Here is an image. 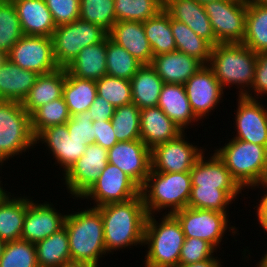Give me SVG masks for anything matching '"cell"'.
<instances>
[{
  "label": "cell",
  "mask_w": 267,
  "mask_h": 267,
  "mask_svg": "<svg viewBox=\"0 0 267 267\" xmlns=\"http://www.w3.org/2000/svg\"><path fill=\"white\" fill-rule=\"evenodd\" d=\"M97 208L102 215L106 253L143 245L148 213L141 194L125 202Z\"/></svg>",
  "instance_id": "cell-1"
},
{
  "label": "cell",
  "mask_w": 267,
  "mask_h": 267,
  "mask_svg": "<svg viewBox=\"0 0 267 267\" xmlns=\"http://www.w3.org/2000/svg\"><path fill=\"white\" fill-rule=\"evenodd\" d=\"M64 226L69 237L71 262L99 267L100 257L107 254L100 210L92 207L68 213Z\"/></svg>",
  "instance_id": "cell-2"
},
{
  "label": "cell",
  "mask_w": 267,
  "mask_h": 267,
  "mask_svg": "<svg viewBox=\"0 0 267 267\" xmlns=\"http://www.w3.org/2000/svg\"><path fill=\"white\" fill-rule=\"evenodd\" d=\"M256 61L257 53L242 43H218L207 66L224 90L236 85L239 96H245L252 87Z\"/></svg>",
  "instance_id": "cell-3"
},
{
  "label": "cell",
  "mask_w": 267,
  "mask_h": 267,
  "mask_svg": "<svg viewBox=\"0 0 267 267\" xmlns=\"http://www.w3.org/2000/svg\"><path fill=\"white\" fill-rule=\"evenodd\" d=\"M156 221L155 215H148L143 246L147 245L145 267H177L185 235L178 219L173 214H166Z\"/></svg>",
  "instance_id": "cell-4"
},
{
  "label": "cell",
  "mask_w": 267,
  "mask_h": 267,
  "mask_svg": "<svg viewBox=\"0 0 267 267\" xmlns=\"http://www.w3.org/2000/svg\"><path fill=\"white\" fill-rule=\"evenodd\" d=\"M224 145L214 151L242 188L267 183V147L234 138Z\"/></svg>",
  "instance_id": "cell-5"
},
{
  "label": "cell",
  "mask_w": 267,
  "mask_h": 267,
  "mask_svg": "<svg viewBox=\"0 0 267 267\" xmlns=\"http://www.w3.org/2000/svg\"><path fill=\"white\" fill-rule=\"evenodd\" d=\"M191 188L190 172L162 173L151 169L140 194L148 215L163 209L174 214L188 206Z\"/></svg>",
  "instance_id": "cell-6"
},
{
  "label": "cell",
  "mask_w": 267,
  "mask_h": 267,
  "mask_svg": "<svg viewBox=\"0 0 267 267\" xmlns=\"http://www.w3.org/2000/svg\"><path fill=\"white\" fill-rule=\"evenodd\" d=\"M35 145L30 115L22 104L0 100V166Z\"/></svg>",
  "instance_id": "cell-7"
},
{
  "label": "cell",
  "mask_w": 267,
  "mask_h": 267,
  "mask_svg": "<svg viewBox=\"0 0 267 267\" xmlns=\"http://www.w3.org/2000/svg\"><path fill=\"white\" fill-rule=\"evenodd\" d=\"M107 36L108 33L100 26L81 19L56 26L52 41L57 65L66 68L82 49L102 42Z\"/></svg>",
  "instance_id": "cell-8"
},
{
  "label": "cell",
  "mask_w": 267,
  "mask_h": 267,
  "mask_svg": "<svg viewBox=\"0 0 267 267\" xmlns=\"http://www.w3.org/2000/svg\"><path fill=\"white\" fill-rule=\"evenodd\" d=\"M181 224L185 238H199L209 242L216 250L228 229L234 236L237 228L228 227V213L186 207L173 214ZM222 240V241H221Z\"/></svg>",
  "instance_id": "cell-9"
},
{
  "label": "cell",
  "mask_w": 267,
  "mask_h": 267,
  "mask_svg": "<svg viewBox=\"0 0 267 267\" xmlns=\"http://www.w3.org/2000/svg\"><path fill=\"white\" fill-rule=\"evenodd\" d=\"M204 7L219 43H242L245 37L247 0L212 1Z\"/></svg>",
  "instance_id": "cell-10"
},
{
  "label": "cell",
  "mask_w": 267,
  "mask_h": 267,
  "mask_svg": "<svg viewBox=\"0 0 267 267\" xmlns=\"http://www.w3.org/2000/svg\"><path fill=\"white\" fill-rule=\"evenodd\" d=\"M7 58L21 69L39 75L59 68L53 54L52 37L23 35L11 48Z\"/></svg>",
  "instance_id": "cell-11"
},
{
  "label": "cell",
  "mask_w": 267,
  "mask_h": 267,
  "mask_svg": "<svg viewBox=\"0 0 267 267\" xmlns=\"http://www.w3.org/2000/svg\"><path fill=\"white\" fill-rule=\"evenodd\" d=\"M140 195V187L117 166L108 163L92 187L81 197L94 200L93 207L125 202Z\"/></svg>",
  "instance_id": "cell-12"
},
{
  "label": "cell",
  "mask_w": 267,
  "mask_h": 267,
  "mask_svg": "<svg viewBox=\"0 0 267 267\" xmlns=\"http://www.w3.org/2000/svg\"><path fill=\"white\" fill-rule=\"evenodd\" d=\"M108 164V149L90 143L84 154L63 174L68 193L80 199L97 181Z\"/></svg>",
  "instance_id": "cell-13"
},
{
  "label": "cell",
  "mask_w": 267,
  "mask_h": 267,
  "mask_svg": "<svg viewBox=\"0 0 267 267\" xmlns=\"http://www.w3.org/2000/svg\"><path fill=\"white\" fill-rule=\"evenodd\" d=\"M186 133L176 139L159 144L151 149V169L162 173L190 172L198 158L205 152L194 143L185 140Z\"/></svg>",
  "instance_id": "cell-14"
},
{
  "label": "cell",
  "mask_w": 267,
  "mask_h": 267,
  "mask_svg": "<svg viewBox=\"0 0 267 267\" xmlns=\"http://www.w3.org/2000/svg\"><path fill=\"white\" fill-rule=\"evenodd\" d=\"M108 163L121 169L141 188L151 170V150L141 139L117 142L108 149Z\"/></svg>",
  "instance_id": "cell-15"
},
{
  "label": "cell",
  "mask_w": 267,
  "mask_h": 267,
  "mask_svg": "<svg viewBox=\"0 0 267 267\" xmlns=\"http://www.w3.org/2000/svg\"><path fill=\"white\" fill-rule=\"evenodd\" d=\"M184 88L192 111L200 120L209 116L224 96V89L207 65H203L193 74L184 84Z\"/></svg>",
  "instance_id": "cell-16"
},
{
  "label": "cell",
  "mask_w": 267,
  "mask_h": 267,
  "mask_svg": "<svg viewBox=\"0 0 267 267\" xmlns=\"http://www.w3.org/2000/svg\"><path fill=\"white\" fill-rule=\"evenodd\" d=\"M234 139L267 147V107L260 100L238 96ZM261 103V104H260Z\"/></svg>",
  "instance_id": "cell-17"
},
{
  "label": "cell",
  "mask_w": 267,
  "mask_h": 267,
  "mask_svg": "<svg viewBox=\"0 0 267 267\" xmlns=\"http://www.w3.org/2000/svg\"><path fill=\"white\" fill-rule=\"evenodd\" d=\"M34 201L31 200L27 205L20 238L30 243L44 240L63 228L67 216L57 211L52 203Z\"/></svg>",
  "instance_id": "cell-18"
},
{
  "label": "cell",
  "mask_w": 267,
  "mask_h": 267,
  "mask_svg": "<svg viewBox=\"0 0 267 267\" xmlns=\"http://www.w3.org/2000/svg\"><path fill=\"white\" fill-rule=\"evenodd\" d=\"M42 143L47 146L55 159V163L67 170L84 154L88 143L85 140H77L69 136L67 124L56 125L42 130L35 137V144Z\"/></svg>",
  "instance_id": "cell-19"
},
{
  "label": "cell",
  "mask_w": 267,
  "mask_h": 267,
  "mask_svg": "<svg viewBox=\"0 0 267 267\" xmlns=\"http://www.w3.org/2000/svg\"><path fill=\"white\" fill-rule=\"evenodd\" d=\"M164 10L170 18L185 23L212 46L219 43L216 40L205 7L201 3L196 0H164Z\"/></svg>",
  "instance_id": "cell-20"
},
{
  "label": "cell",
  "mask_w": 267,
  "mask_h": 267,
  "mask_svg": "<svg viewBox=\"0 0 267 267\" xmlns=\"http://www.w3.org/2000/svg\"><path fill=\"white\" fill-rule=\"evenodd\" d=\"M183 132L158 106L141 109L140 136L150 150Z\"/></svg>",
  "instance_id": "cell-21"
},
{
  "label": "cell",
  "mask_w": 267,
  "mask_h": 267,
  "mask_svg": "<svg viewBox=\"0 0 267 267\" xmlns=\"http://www.w3.org/2000/svg\"><path fill=\"white\" fill-rule=\"evenodd\" d=\"M204 154L198 158L190 171L192 187L243 189L215 152L209 158L204 157Z\"/></svg>",
  "instance_id": "cell-22"
},
{
  "label": "cell",
  "mask_w": 267,
  "mask_h": 267,
  "mask_svg": "<svg viewBox=\"0 0 267 267\" xmlns=\"http://www.w3.org/2000/svg\"><path fill=\"white\" fill-rule=\"evenodd\" d=\"M108 36L126 49L142 65H151L153 51L140 21L116 22Z\"/></svg>",
  "instance_id": "cell-23"
},
{
  "label": "cell",
  "mask_w": 267,
  "mask_h": 267,
  "mask_svg": "<svg viewBox=\"0 0 267 267\" xmlns=\"http://www.w3.org/2000/svg\"><path fill=\"white\" fill-rule=\"evenodd\" d=\"M23 35L52 37L56 28L45 0L13 1Z\"/></svg>",
  "instance_id": "cell-24"
},
{
  "label": "cell",
  "mask_w": 267,
  "mask_h": 267,
  "mask_svg": "<svg viewBox=\"0 0 267 267\" xmlns=\"http://www.w3.org/2000/svg\"><path fill=\"white\" fill-rule=\"evenodd\" d=\"M151 66L164 83L184 85L203 64L194 57L174 51L154 56Z\"/></svg>",
  "instance_id": "cell-25"
},
{
  "label": "cell",
  "mask_w": 267,
  "mask_h": 267,
  "mask_svg": "<svg viewBox=\"0 0 267 267\" xmlns=\"http://www.w3.org/2000/svg\"><path fill=\"white\" fill-rule=\"evenodd\" d=\"M157 106L183 131L200 121L192 111L183 84L164 83Z\"/></svg>",
  "instance_id": "cell-26"
},
{
  "label": "cell",
  "mask_w": 267,
  "mask_h": 267,
  "mask_svg": "<svg viewBox=\"0 0 267 267\" xmlns=\"http://www.w3.org/2000/svg\"><path fill=\"white\" fill-rule=\"evenodd\" d=\"M38 76L6 58L0 66V100L22 103Z\"/></svg>",
  "instance_id": "cell-27"
},
{
  "label": "cell",
  "mask_w": 267,
  "mask_h": 267,
  "mask_svg": "<svg viewBox=\"0 0 267 267\" xmlns=\"http://www.w3.org/2000/svg\"><path fill=\"white\" fill-rule=\"evenodd\" d=\"M9 194L6 190L0 195V239L5 242L21 238L27 205L31 201L27 196Z\"/></svg>",
  "instance_id": "cell-28"
},
{
  "label": "cell",
  "mask_w": 267,
  "mask_h": 267,
  "mask_svg": "<svg viewBox=\"0 0 267 267\" xmlns=\"http://www.w3.org/2000/svg\"><path fill=\"white\" fill-rule=\"evenodd\" d=\"M65 79L66 69L60 67L53 72L39 75L21 103L25 111L31 115L42 105L62 97Z\"/></svg>",
  "instance_id": "cell-29"
},
{
  "label": "cell",
  "mask_w": 267,
  "mask_h": 267,
  "mask_svg": "<svg viewBox=\"0 0 267 267\" xmlns=\"http://www.w3.org/2000/svg\"><path fill=\"white\" fill-rule=\"evenodd\" d=\"M72 76L99 80L107 73L106 69V38L94 45L82 49L74 60L65 68Z\"/></svg>",
  "instance_id": "cell-30"
},
{
  "label": "cell",
  "mask_w": 267,
  "mask_h": 267,
  "mask_svg": "<svg viewBox=\"0 0 267 267\" xmlns=\"http://www.w3.org/2000/svg\"><path fill=\"white\" fill-rule=\"evenodd\" d=\"M130 84L132 102L140 110L157 106L164 82L151 65H142Z\"/></svg>",
  "instance_id": "cell-31"
},
{
  "label": "cell",
  "mask_w": 267,
  "mask_h": 267,
  "mask_svg": "<svg viewBox=\"0 0 267 267\" xmlns=\"http://www.w3.org/2000/svg\"><path fill=\"white\" fill-rule=\"evenodd\" d=\"M242 44L255 53L267 52V5L247 0L245 37Z\"/></svg>",
  "instance_id": "cell-32"
},
{
  "label": "cell",
  "mask_w": 267,
  "mask_h": 267,
  "mask_svg": "<svg viewBox=\"0 0 267 267\" xmlns=\"http://www.w3.org/2000/svg\"><path fill=\"white\" fill-rule=\"evenodd\" d=\"M62 96L70 115L88 111L97 97L96 81L74 77L66 71Z\"/></svg>",
  "instance_id": "cell-33"
},
{
  "label": "cell",
  "mask_w": 267,
  "mask_h": 267,
  "mask_svg": "<svg viewBox=\"0 0 267 267\" xmlns=\"http://www.w3.org/2000/svg\"><path fill=\"white\" fill-rule=\"evenodd\" d=\"M39 267H60L71 262L69 237L65 226L35 243Z\"/></svg>",
  "instance_id": "cell-34"
},
{
  "label": "cell",
  "mask_w": 267,
  "mask_h": 267,
  "mask_svg": "<svg viewBox=\"0 0 267 267\" xmlns=\"http://www.w3.org/2000/svg\"><path fill=\"white\" fill-rule=\"evenodd\" d=\"M171 30L176 43V51L187 54L208 65L212 53V45L199 37L185 23L171 18Z\"/></svg>",
  "instance_id": "cell-35"
},
{
  "label": "cell",
  "mask_w": 267,
  "mask_h": 267,
  "mask_svg": "<svg viewBox=\"0 0 267 267\" xmlns=\"http://www.w3.org/2000/svg\"><path fill=\"white\" fill-rule=\"evenodd\" d=\"M145 35L153 51V57L176 51V43L171 30V18L163 9L156 16L143 22Z\"/></svg>",
  "instance_id": "cell-36"
},
{
  "label": "cell",
  "mask_w": 267,
  "mask_h": 267,
  "mask_svg": "<svg viewBox=\"0 0 267 267\" xmlns=\"http://www.w3.org/2000/svg\"><path fill=\"white\" fill-rule=\"evenodd\" d=\"M242 190L244 189L192 187L187 207L227 213L229 204L235 201Z\"/></svg>",
  "instance_id": "cell-37"
},
{
  "label": "cell",
  "mask_w": 267,
  "mask_h": 267,
  "mask_svg": "<svg viewBox=\"0 0 267 267\" xmlns=\"http://www.w3.org/2000/svg\"><path fill=\"white\" fill-rule=\"evenodd\" d=\"M141 66L126 49L106 37V75L131 80Z\"/></svg>",
  "instance_id": "cell-38"
},
{
  "label": "cell",
  "mask_w": 267,
  "mask_h": 267,
  "mask_svg": "<svg viewBox=\"0 0 267 267\" xmlns=\"http://www.w3.org/2000/svg\"><path fill=\"white\" fill-rule=\"evenodd\" d=\"M70 118L63 96L46 103L30 115L33 135L36 137L42 130L51 126L66 124Z\"/></svg>",
  "instance_id": "cell-39"
},
{
  "label": "cell",
  "mask_w": 267,
  "mask_h": 267,
  "mask_svg": "<svg viewBox=\"0 0 267 267\" xmlns=\"http://www.w3.org/2000/svg\"><path fill=\"white\" fill-rule=\"evenodd\" d=\"M116 22H144L164 9V0H114Z\"/></svg>",
  "instance_id": "cell-40"
},
{
  "label": "cell",
  "mask_w": 267,
  "mask_h": 267,
  "mask_svg": "<svg viewBox=\"0 0 267 267\" xmlns=\"http://www.w3.org/2000/svg\"><path fill=\"white\" fill-rule=\"evenodd\" d=\"M140 111L133 102L115 108L111 122L118 142L141 139Z\"/></svg>",
  "instance_id": "cell-41"
},
{
  "label": "cell",
  "mask_w": 267,
  "mask_h": 267,
  "mask_svg": "<svg viewBox=\"0 0 267 267\" xmlns=\"http://www.w3.org/2000/svg\"><path fill=\"white\" fill-rule=\"evenodd\" d=\"M23 36L20 20L13 2L0 1V53L8 54Z\"/></svg>",
  "instance_id": "cell-42"
},
{
  "label": "cell",
  "mask_w": 267,
  "mask_h": 267,
  "mask_svg": "<svg viewBox=\"0 0 267 267\" xmlns=\"http://www.w3.org/2000/svg\"><path fill=\"white\" fill-rule=\"evenodd\" d=\"M79 19L94 23L109 33L116 23L114 0H80Z\"/></svg>",
  "instance_id": "cell-43"
},
{
  "label": "cell",
  "mask_w": 267,
  "mask_h": 267,
  "mask_svg": "<svg viewBox=\"0 0 267 267\" xmlns=\"http://www.w3.org/2000/svg\"><path fill=\"white\" fill-rule=\"evenodd\" d=\"M0 267H39L35 243L22 239L6 242Z\"/></svg>",
  "instance_id": "cell-44"
},
{
  "label": "cell",
  "mask_w": 267,
  "mask_h": 267,
  "mask_svg": "<svg viewBox=\"0 0 267 267\" xmlns=\"http://www.w3.org/2000/svg\"><path fill=\"white\" fill-rule=\"evenodd\" d=\"M97 95L114 107L132 103L130 80L105 75L96 81Z\"/></svg>",
  "instance_id": "cell-45"
},
{
  "label": "cell",
  "mask_w": 267,
  "mask_h": 267,
  "mask_svg": "<svg viewBox=\"0 0 267 267\" xmlns=\"http://www.w3.org/2000/svg\"><path fill=\"white\" fill-rule=\"evenodd\" d=\"M217 250L207 241L199 238H186L181 248L179 265H187L210 259Z\"/></svg>",
  "instance_id": "cell-46"
},
{
  "label": "cell",
  "mask_w": 267,
  "mask_h": 267,
  "mask_svg": "<svg viewBox=\"0 0 267 267\" xmlns=\"http://www.w3.org/2000/svg\"><path fill=\"white\" fill-rule=\"evenodd\" d=\"M56 26L79 19L80 0H45Z\"/></svg>",
  "instance_id": "cell-47"
},
{
  "label": "cell",
  "mask_w": 267,
  "mask_h": 267,
  "mask_svg": "<svg viewBox=\"0 0 267 267\" xmlns=\"http://www.w3.org/2000/svg\"><path fill=\"white\" fill-rule=\"evenodd\" d=\"M66 124L69 136L77 140H85L88 144L94 143L93 118L88 111L71 115Z\"/></svg>",
  "instance_id": "cell-48"
},
{
  "label": "cell",
  "mask_w": 267,
  "mask_h": 267,
  "mask_svg": "<svg viewBox=\"0 0 267 267\" xmlns=\"http://www.w3.org/2000/svg\"><path fill=\"white\" fill-rule=\"evenodd\" d=\"M254 92V95L252 92ZM267 95V52L257 53V61L252 87L245 95L252 99H259L260 96Z\"/></svg>",
  "instance_id": "cell-49"
},
{
  "label": "cell",
  "mask_w": 267,
  "mask_h": 267,
  "mask_svg": "<svg viewBox=\"0 0 267 267\" xmlns=\"http://www.w3.org/2000/svg\"><path fill=\"white\" fill-rule=\"evenodd\" d=\"M93 131L95 134V144L103 148L110 149L118 141L114 134V129L111 120L93 121Z\"/></svg>",
  "instance_id": "cell-50"
},
{
  "label": "cell",
  "mask_w": 267,
  "mask_h": 267,
  "mask_svg": "<svg viewBox=\"0 0 267 267\" xmlns=\"http://www.w3.org/2000/svg\"><path fill=\"white\" fill-rule=\"evenodd\" d=\"M115 108L113 105H111L106 99L100 97L97 95L94 102L88 109V112L93 118V121H107L111 120Z\"/></svg>",
  "instance_id": "cell-51"
},
{
  "label": "cell",
  "mask_w": 267,
  "mask_h": 267,
  "mask_svg": "<svg viewBox=\"0 0 267 267\" xmlns=\"http://www.w3.org/2000/svg\"><path fill=\"white\" fill-rule=\"evenodd\" d=\"M262 188L264 190L267 189V183L262 185ZM265 194L261 197L260 196V200L258 199L259 201V204L256 205L255 210H257V220H258V223L260 224V226H262V228L264 229V231L267 233V190L264 191Z\"/></svg>",
  "instance_id": "cell-52"
},
{
  "label": "cell",
  "mask_w": 267,
  "mask_h": 267,
  "mask_svg": "<svg viewBox=\"0 0 267 267\" xmlns=\"http://www.w3.org/2000/svg\"><path fill=\"white\" fill-rule=\"evenodd\" d=\"M216 258V259H215ZM221 262L220 259L217 257H212L210 259H206L204 261L196 262V263H191L187 265H178L177 267H221Z\"/></svg>",
  "instance_id": "cell-53"
},
{
  "label": "cell",
  "mask_w": 267,
  "mask_h": 267,
  "mask_svg": "<svg viewBox=\"0 0 267 267\" xmlns=\"http://www.w3.org/2000/svg\"><path fill=\"white\" fill-rule=\"evenodd\" d=\"M60 267H92V266L87 263L69 262L66 264H62Z\"/></svg>",
  "instance_id": "cell-54"
},
{
  "label": "cell",
  "mask_w": 267,
  "mask_h": 267,
  "mask_svg": "<svg viewBox=\"0 0 267 267\" xmlns=\"http://www.w3.org/2000/svg\"><path fill=\"white\" fill-rule=\"evenodd\" d=\"M264 254V257L262 256L261 260L256 264L257 267H267V250Z\"/></svg>",
  "instance_id": "cell-55"
},
{
  "label": "cell",
  "mask_w": 267,
  "mask_h": 267,
  "mask_svg": "<svg viewBox=\"0 0 267 267\" xmlns=\"http://www.w3.org/2000/svg\"><path fill=\"white\" fill-rule=\"evenodd\" d=\"M5 245H6V242L0 239V258L3 255Z\"/></svg>",
  "instance_id": "cell-56"
},
{
  "label": "cell",
  "mask_w": 267,
  "mask_h": 267,
  "mask_svg": "<svg viewBox=\"0 0 267 267\" xmlns=\"http://www.w3.org/2000/svg\"><path fill=\"white\" fill-rule=\"evenodd\" d=\"M197 2L201 3L202 5H205L208 2H212V1H221V0H196Z\"/></svg>",
  "instance_id": "cell-57"
},
{
  "label": "cell",
  "mask_w": 267,
  "mask_h": 267,
  "mask_svg": "<svg viewBox=\"0 0 267 267\" xmlns=\"http://www.w3.org/2000/svg\"><path fill=\"white\" fill-rule=\"evenodd\" d=\"M7 58L6 54L0 53V66L4 62V60Z\"/></svg>",
  "instance_id": "cell-58"
},
{
  "label": "cell",
  "mask_w": 267,
  "mask_h": 267,
  "mask_svg": "<svg viewBox=\"0 0 267 267\" xmlns=\"http://www.w3.org/2000/svg\"><path fill=\"white\" fill-rule=\"evenodd\" d=\"M1 168V167H0ZM1 178V177H0ZM2 181L0 180V195L6 190V189H3L4 187L3 184L1 183Z\"/></svg>",
  "instance_id": "cell-59"
},
{
  "label": "cell",
  "mask_w": 267,
  "mask_h": 267,
  "mask_svg": "<svg viewBox=\"0 0 267 267\" xmlns=\"http://www.w3.org/2000/svg\"><path fill=\"white\" fill-rule=\"evenodd\" d=\"M260 1L267 5V0H260Z\"/></svg>",
  "instance_id": "cell-60"
}]
</instances>
